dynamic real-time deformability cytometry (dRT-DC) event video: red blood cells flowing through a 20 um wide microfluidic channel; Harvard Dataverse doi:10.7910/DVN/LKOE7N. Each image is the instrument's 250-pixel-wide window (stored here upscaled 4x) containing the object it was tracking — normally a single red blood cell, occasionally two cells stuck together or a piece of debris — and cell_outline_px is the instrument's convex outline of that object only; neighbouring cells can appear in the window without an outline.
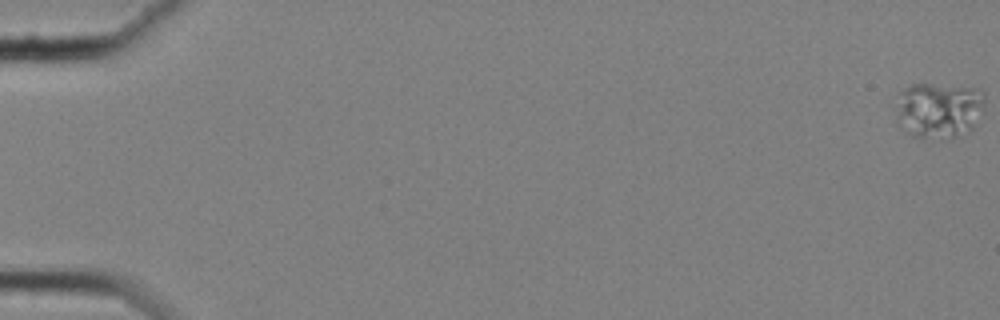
{"species": "common noctule bat (a hibernating species)", "species_latin": "Nyctalus noctula", "temperature_condition": "cold", "stored_images_in_passage": 60, "camera_frame_rate_fps": 3000, "um_per_image_px": 0.085, "animal": {"sex": "female", "body_mass_g": 25.1}, "frame": {"image": 1, "passage_image": 1, "time_ms": 0.0, "image_size_px": [1000, 320], "cell_outline_px": [[984, 104], [972, 128], [968, 132], [952, 140], [940, 140], [912, 136], [896, 120], [888, 104], [904, 88], [912, 84], [928, 84], [980, 88], [984, 92]], "centroid_in_image_um": [79.69, 9.37], "position_along_channel_um": 5.3, "area_um2": 30.17}}
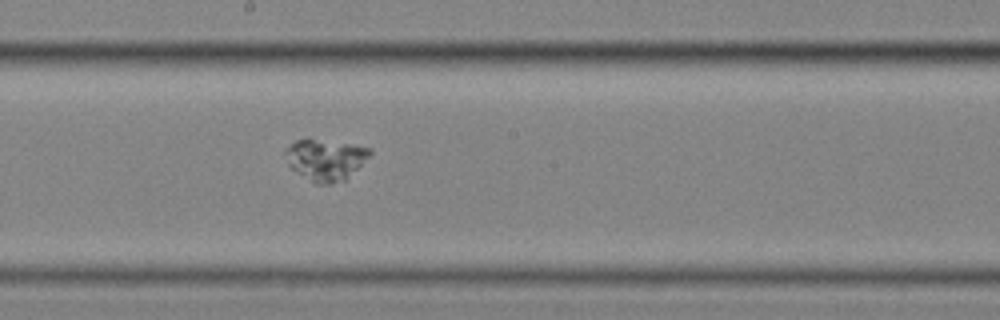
{"frame": {"image": 2, "passage_image": 35, "time_ms": 11.333, "image_size_px": [1000, 320], "cell_outline_px": [[372, 152], [344, 180], [328, 184], [316, 184], [292, 168], [288, 164], [284, 152], [296, 140], [308, 136], [372, 148]], "centroid_in_image_um": [27.63, 13.52], "position_along_channel_um": 220.6, "area_um2": 20.17}}
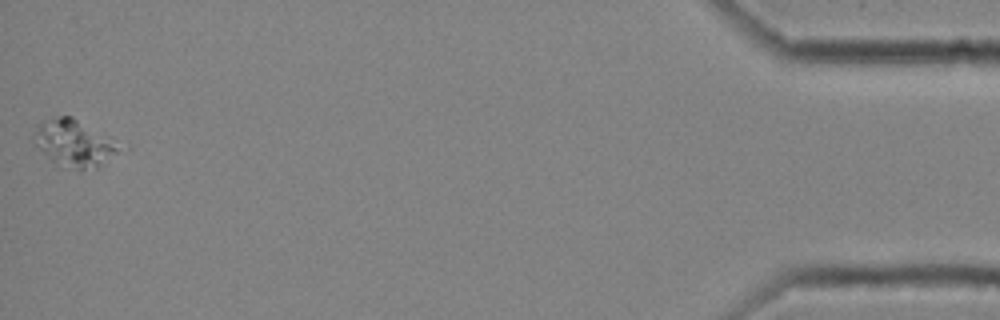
{"frame": {"image": 3, "passage_image": 60, "time_ms": 19.667, "image_size_px": [1000, 320], "cell_outline_px": [[116, 152], [96, 168], [80, 172], [52, 160], [36, 144], [36, 124], [60, 116], [72, 116], [108, 136], [116, 148]], "centroid_in_image_um": [6.27, 12.17], "position_along_channel_um": 428.9, "area_um2": 22.08}}